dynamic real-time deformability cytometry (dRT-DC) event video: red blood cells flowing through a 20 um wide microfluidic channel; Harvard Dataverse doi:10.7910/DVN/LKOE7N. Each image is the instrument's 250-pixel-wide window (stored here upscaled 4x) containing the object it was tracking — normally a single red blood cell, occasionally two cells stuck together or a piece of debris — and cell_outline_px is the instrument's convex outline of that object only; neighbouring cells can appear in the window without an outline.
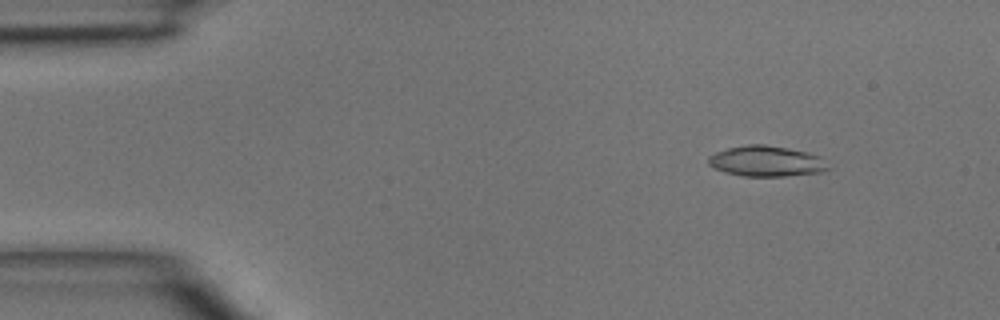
{"species": "common noctule bat (a hibernating species)", "species_latin": "Nyctalus noctula", "temperature_condition": "room temperature", "stored_images_in_passage": 47, "camera_frame_rate_fps": 3000, "um_per_image_px": 0.085, "animal": {"sex": "male", "body_mass_g": 15.6}, "frame": {"image": 1, "passage_image": 6, "time_ms": 1.667, "image_size_px": [1000, 320], "cell_outline_px": [[832, 168], [824, 172], [784, 176], [740, 176], [724, 172], [708, 164], [708, 156], [716, 152], [728, 148], [748, 144], [764, 144], [788, 148], [808, 152], [820, 156]], "centroid_in_image_um": [65.18, 13.7], "position_along_channel_um": 19.8, "area_um2": 21.56}}
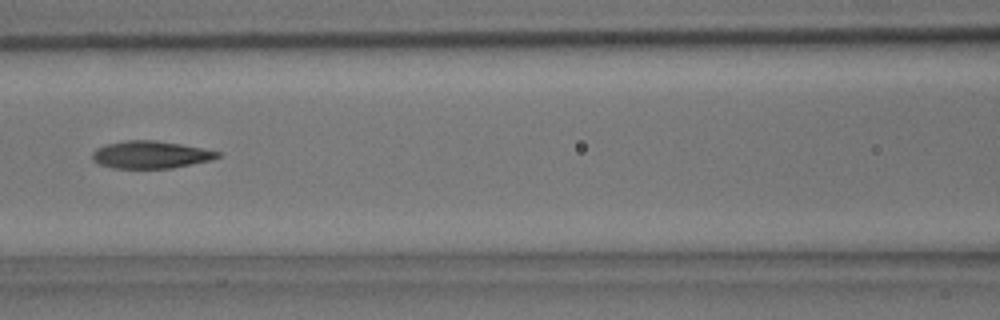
{"frame": {"image": 2, "passage_image": 21, "time_ms": 6.667, "image_size_px": [1000, 320], "cell_outline_px": [[220, 156], [212, 160], [172, 168], [112, 168], [100, 164], [92, 160], [92, 152], [96, 148], [108, 144], [128, 140], [152, 140], [180, 144], [220, 152]], "centroid_in_image_um": [12.78, 13.15], "position_along_channel_um": 153.8, "area_um2": 19.83}}
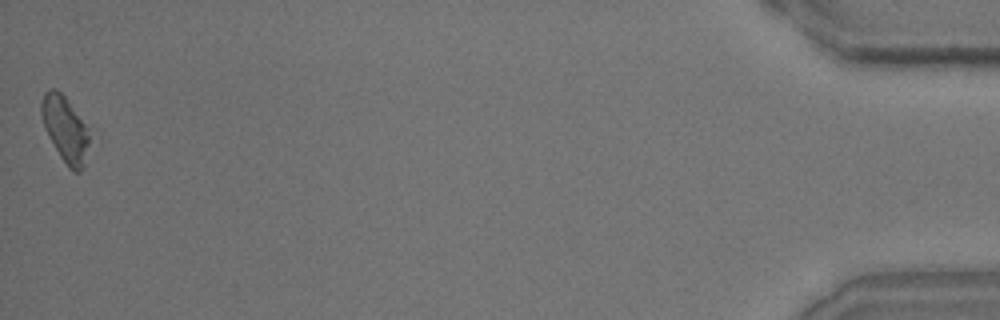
{"frame": {"image": 3, "passage_image": 47, "time_ms": 15.333, "image_size_px": [1000, 320], "cell_outline_px": [[88, 144], [80, 172], [76, 172], [68, 168], [60, 156], [48, 136], [40, 112], [40, 104], [44, 92], [48, 88], [56, 88], [64, 96], [88, 128]], "centroid_in_image_um": [5.49, 10.93], "position_along_channel_um": 429.7, "area_um2": 17.86}}